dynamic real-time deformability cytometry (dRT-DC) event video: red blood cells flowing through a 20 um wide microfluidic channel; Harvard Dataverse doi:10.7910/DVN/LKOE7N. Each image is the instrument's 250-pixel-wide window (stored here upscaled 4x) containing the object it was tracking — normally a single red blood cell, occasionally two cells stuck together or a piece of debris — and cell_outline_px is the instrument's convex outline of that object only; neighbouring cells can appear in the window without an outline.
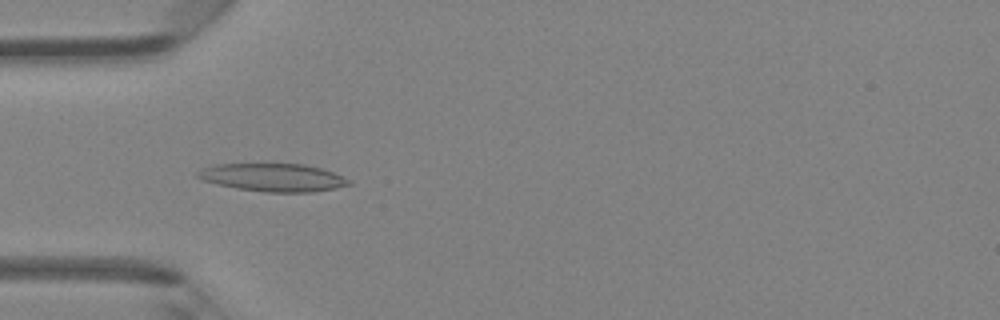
{"species": "Egyptian fruit bat (a non-hibernating species)", "species_latin": "Rousettus aegyptiacus", "temperature_condition": "room temperature", "stored_images_in_passage": 47, "camera_frame_rate_fps": 3000, "um_per_image_px": 0.085, "animal": {"sex": "female"}, "frame": {"image": 1, "passage_image": 15, "time_ms": 4.667, "image_size_px": [1000, 320], "cell_outline_px": [[352, 184], [312, 192], [264, 192], [236, 188], [216, 184], [200, 180], [196, 176], [196, 172], [200, 168], [212, 164], [304, 164], [320, 168], [332, 172], [352, 180]], "centroid_in_image_um": [23.14, 15.08], "position_along_channel_um": 61.9, "area_um2": 24.74}}
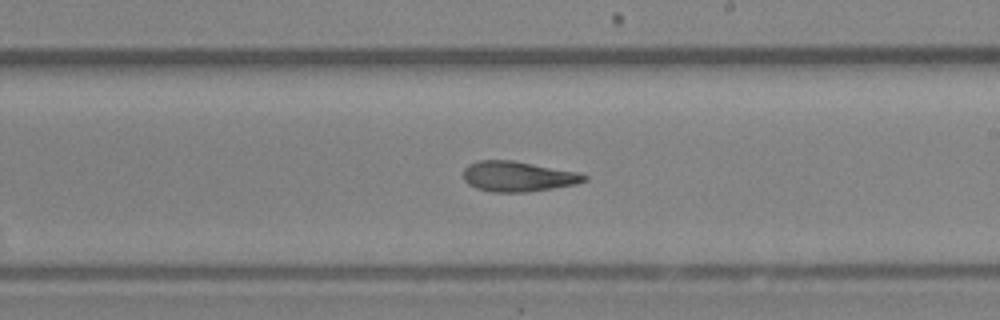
{"frame": {"image": 2, "passage_image": 28, "time_ms": 9.0, "image_size_px": [1000, 320], "cell_outline_px": [[588, 180], [576, 184], [552, 188], [524, 192], [492, 192], [476, 188], [468, 184], [464, 180], [464, 168], [468, 164], [476, 160], [512, 160], [580, 172], [588, 176]], "centroid_in_image_um": [44.03, 14.99], "position_along_channel_um": 245.0, "area_um2": 21.44}}
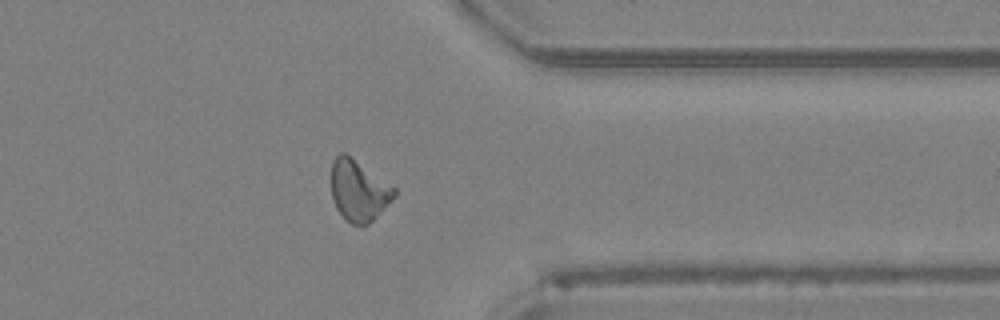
{"frame": {"image": 3, "passage_image": 38, "time_ms": 12.333, "image_size_px": [1000, 320], "cell_outline_px": [[396, 196], [368, 224], [352, 224], [336, 208], [332, 196], [332, 160], [340, 152], [344, 152], [396, 188]], "centroid_in_image_um": [30.49, 16.18], "position_along_channel_um": 380.9, "area_um2": 21.91}, "authors_computed_cell_mechanics": {"area_um2": 22.0796, "velocity_mm_per_s": 4.2836, "shape_relaxation_time_tau1_ms": 11.1347, "shape_relaxation_time_tau2_ms": 2.9341, "deformation_change_tau1": 0.3238, "deformation_change_tau2": 0.1188}}